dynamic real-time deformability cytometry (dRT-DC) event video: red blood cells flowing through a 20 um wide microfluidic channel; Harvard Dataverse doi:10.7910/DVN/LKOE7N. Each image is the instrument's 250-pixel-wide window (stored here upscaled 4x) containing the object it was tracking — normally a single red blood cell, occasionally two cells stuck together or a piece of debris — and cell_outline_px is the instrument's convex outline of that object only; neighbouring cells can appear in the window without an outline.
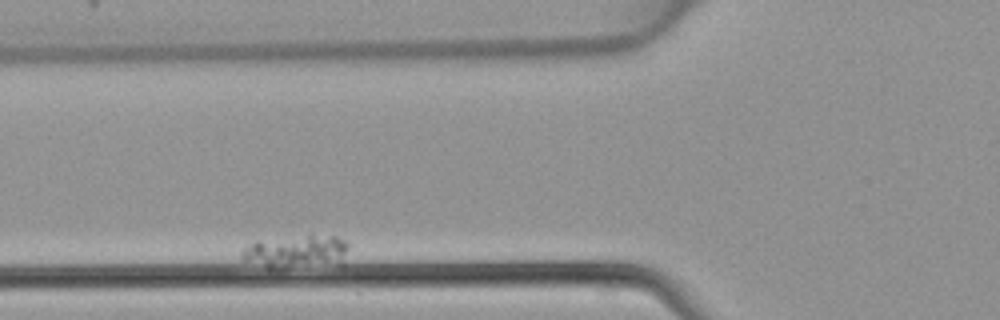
{"species": "common noctule bat (a hibernating species)", "species_latin": "Nyctalus noctula", "temperature_condition": "warm", "stored_images_in_passage": 9, "camera_frame_rate_fps": 3000, "um_per_image_px": 0.085, "animal": {"sex": "female", "body_mass_g": 22.7, "forearm_length_mm": 54.2}, "frame": {"image": 1, "passage_image": 6, "time_ms": 1.667, "image_size_px": [1000, 320], "cell_outline_px": [[348, 248], [340, 260], [276, 268], [268, 268], [240, 260], [240, 256], [244, 248], [252, 240], [308, 232], [312, 232], [336, 236], [344, 240], [348, 244]], "centroid_in_image_um": [25.02, 21.26], "position_along_channel_um": 100.8, "area_um2": 20.75}}
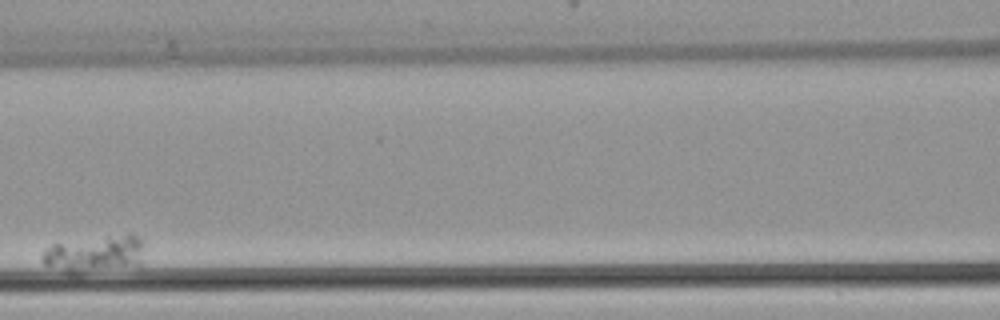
{"frame": {"image": 2, "passage_image": 8, "time_ms": 2.333, "image_size_px": [1000, 320], "cell_outline_px": [[144, 248], [140, 264], [76, 276], [44, 264], [40, 256], [44, 248], [52, 244], [128, 232], [132, 232], [140, 236], [144, 244]], "centroid_in_image_um": [8.07, 21.58], "position_along_channel_um": 158.5, "area_um2": 22.83}}